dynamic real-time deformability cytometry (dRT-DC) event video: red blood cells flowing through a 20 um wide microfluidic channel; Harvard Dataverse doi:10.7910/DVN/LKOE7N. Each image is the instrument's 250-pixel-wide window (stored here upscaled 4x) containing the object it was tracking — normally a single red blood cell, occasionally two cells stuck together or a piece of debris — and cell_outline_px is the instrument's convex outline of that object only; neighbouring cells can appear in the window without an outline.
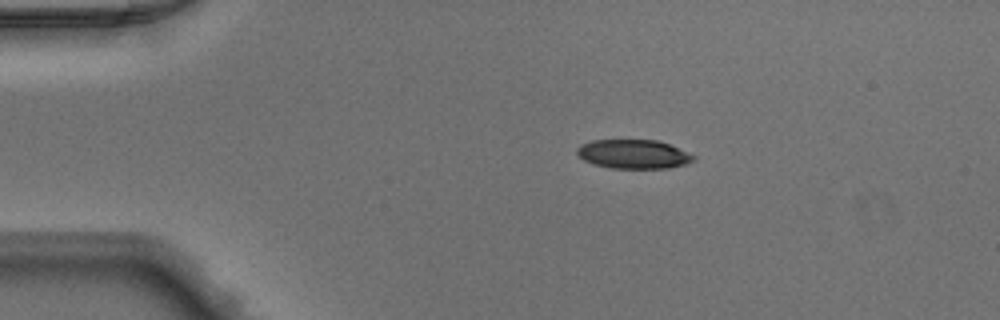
{"species": "Egyptian fruit bat (a non-hibernating species)", "species_latin": "Rousettus aegyptiacus", "temperature_condition": "warm", "stored_images_in_passage": 40, "camera_frame_rate_fps": 3000, "um_per_image_px": 0.085, "animal": {"sex": "male"}, "frame": {"image": 1, "passage_image": 1, "time_ms": 0.0, "image_size_px": [1000, 320], "cell_outline_px": [[696, 160], [684, 164], [668, 168], [612, 168], [596, 164], [584, 160], [576, 152], [576, 148], [580, 144], [592, 140], [656, 140], [668, 144], [696, 156]], "centroid_in_image_um": [53.84, 13.09], "position_along_channel_um": 31.2, "area_um2": 19.54}}
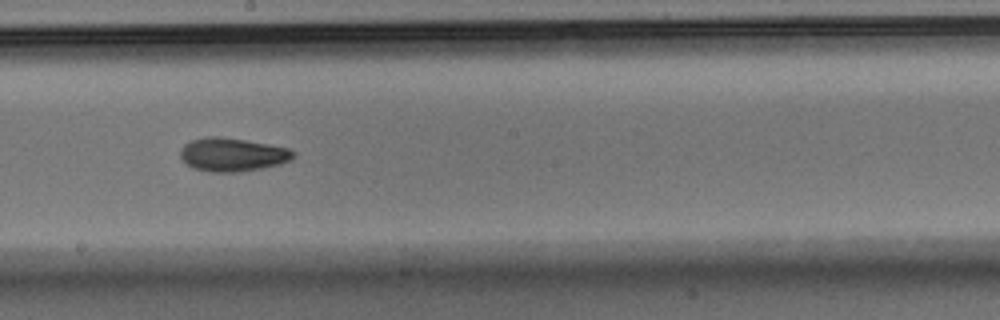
{"frame": {"image": 2, "passage_image": 19, "time_ms": 6.0, "image_size_px": [1000, 320], "cell_outline_px": [[296, 156], [292, 160], [280, 164], [240, 172], [212, 172], [192, 168], [180, 156], [180, 148], [184, 144], [192, 140], [204, 136], [220, 136], [268, 144], [288, 148], [296, 152]], "centroid_in_image_um": [19.76, 13.13], "position_along_channel_um": 228.4, "area_um2": 22.14}}
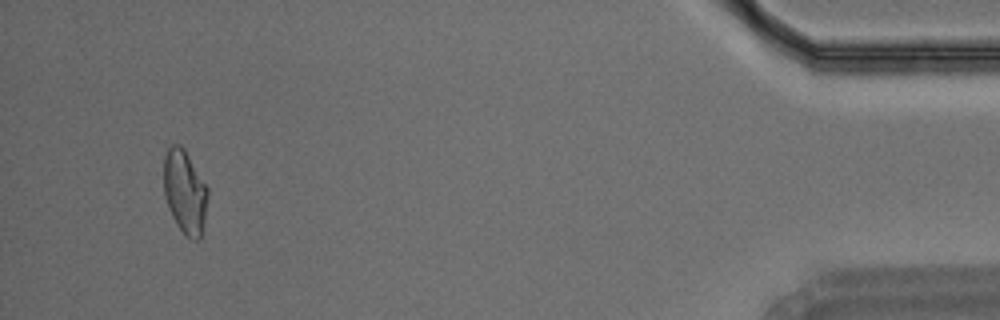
{"frame": {"image": 3, "passage_image": 38, "time_ms": 12.333, "image_size_px": [1000, 320], "cell_outline_px": [[208, 196], [204, 220], [200, 240], [192, 240], [176, 224], [172, 216], [164, 196], [164, 156], [168, 148], [172, 144], [180, 144], [184, 148], [208, 188]], "centroid_in_image_um": [15.71, 16.29], "position_along_channel_um": 419.5, "area_um2": 21.33}}